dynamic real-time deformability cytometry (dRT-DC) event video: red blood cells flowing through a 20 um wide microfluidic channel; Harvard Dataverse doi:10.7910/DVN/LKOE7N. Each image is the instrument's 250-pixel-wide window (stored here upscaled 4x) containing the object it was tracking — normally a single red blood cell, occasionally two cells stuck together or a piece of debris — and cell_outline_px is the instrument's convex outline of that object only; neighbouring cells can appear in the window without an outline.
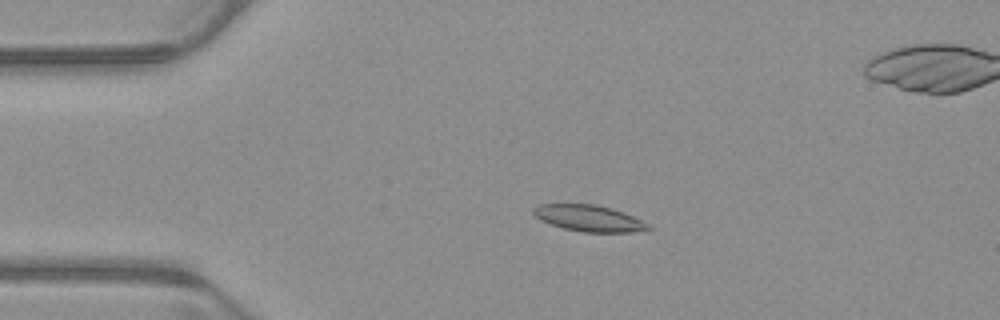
{"species": "common noctule bat (a hibernating species)", "species_latin": "Nyctalus noctula", "temperature_condition": "warm", "stored_images_in_passage": 54, "camera_frame_rate_fps": 3000, "um_per_image_px": 0.085, "animal": {"sex": "male", "body_mass_g": 23.1, "forearm_length_mm": 52.7}, "frame": {"image": 1, "passage_image": 12, "time_ms": 3.667, "image_size_px": [1000, 320], "cell_outline_px": [[652, 228], [632, 232], [584, 232], [564, 228], [540, 220], [532, 212], [532, 208], [540, 204], [596, 204], [612, 208], [632, 216], [648, 224]], "centroid_in_image_um": [50.03, 18.54], "position_along_channel_um": 35.0, "area_um2": 17.4}}
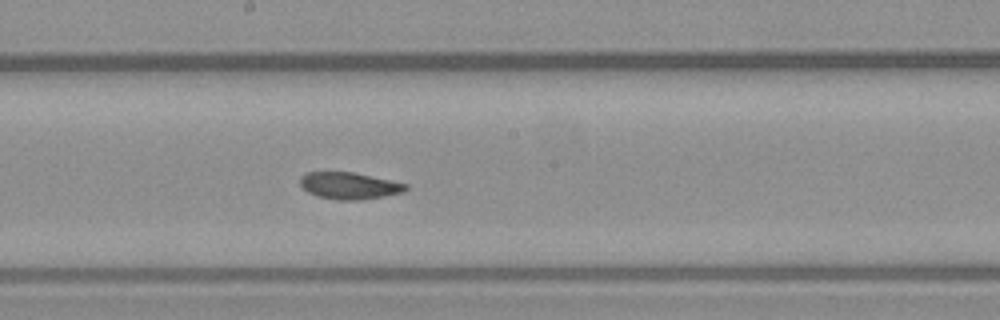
{"frame": {"image": 2, "passage_image": 29, "time_ms": 9.333, "image_size_px": [1000, 320], "cell_outline_px": [[408, 188], [404, 192], [384, 196], [360, 200], [336, 200], [316, 196], [308, 192], [300, 184], [300, 176], [308, 172], [352, 172], [408, 184]], "centroid_in_image_um": [29.68, 15.79], "position_along_channel_um": 218.5, "area_um2": 16.47}}
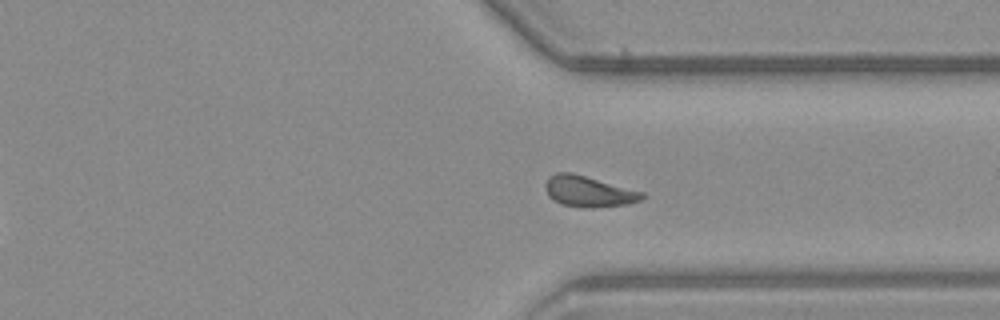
{"frame": {"image": 3, "passage_image": 40, "time_ms": 13.0, "image_size_px": [1000, 320], "cell_outline_px": [[648, 196], [644, 200], [628, 204], [592, 208], [580, 208], [564, 204], [552, 200], [548, 196], [544, 188], [544, 184], [548, 176], [556, 172], [572, 172], [644, 192]], "centroid_in_image_um": [50.04, 16.27], "position_along_channel_um": 361.4, "area_um2": 17.86}, "authors_computed_cell_mechanics": {"area_um2": 17.1088, "velocity_mm_per_s": 3.9007, "shape_relaxation_time_tau1_ms": 10.6903, "shape_relaxation_time_tau2_ms": 2.8932, "deformation_change_tau1": 0.2004, "deformation_change_tau2": 0.0683}}